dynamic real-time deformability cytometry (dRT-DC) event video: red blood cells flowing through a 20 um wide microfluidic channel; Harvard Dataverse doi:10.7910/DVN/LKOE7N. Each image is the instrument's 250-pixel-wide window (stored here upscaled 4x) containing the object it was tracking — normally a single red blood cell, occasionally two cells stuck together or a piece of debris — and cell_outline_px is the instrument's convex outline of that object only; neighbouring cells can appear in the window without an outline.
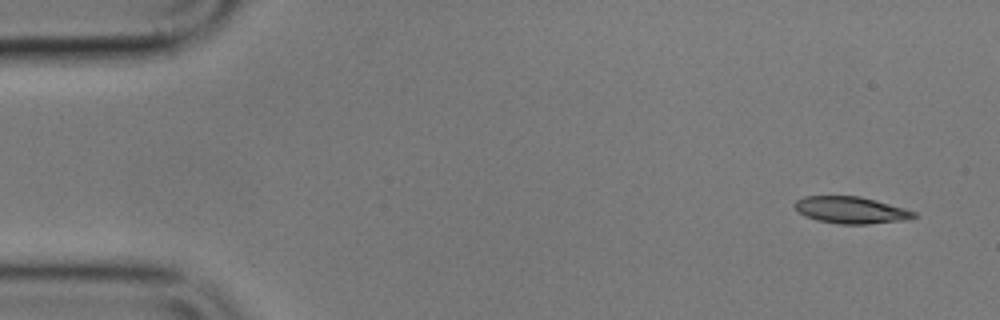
{"species": "common noctule bat (a hibernating species)", "species_latin": "Nyctalus noctula", "temperature_condition": "cold", "stored_images_in_passage": 6, "camera_frame_rate_fps": 3000, "um_per_image_px": 0.085, "animal": {"sex": "male", "body_mass_g": 17.9}, "frame": {"image": 1, "passage_image": 1, "time_ms": 0.0, "image_size_px": [1000, 320], "cell_outline_px": [[920, 216], [908, 220], [868, 224], [840, 224], [816, 220], [800, 212], [792, 204], [796, 200], [804, 196], [860, 196], [876, 200], [904, 208], [916, 212]], "centroid_in_image_um": [72.38, 17.86], "position_along_channel_um": 12.6, "area_um2": 18.73}}
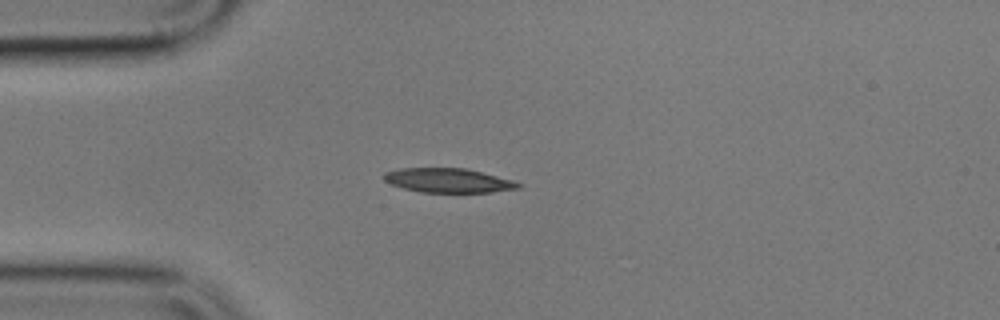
{"frame": {"image": 2, "passage_image": 4, "time_ms": 3.667, "image_size_px": [1000, 320], "cell_outline_px": [[524, 184], [520, 188], [492, 192], [420, 192], [404, 188], [392, 184], [384, 180], [384, 172], [400, 168], [464, 168], [512, 180]], "centroid_in_image_um": [38.11, 15.34], "position_along_channel_um": 46.9, "area_um2": 18.84}}
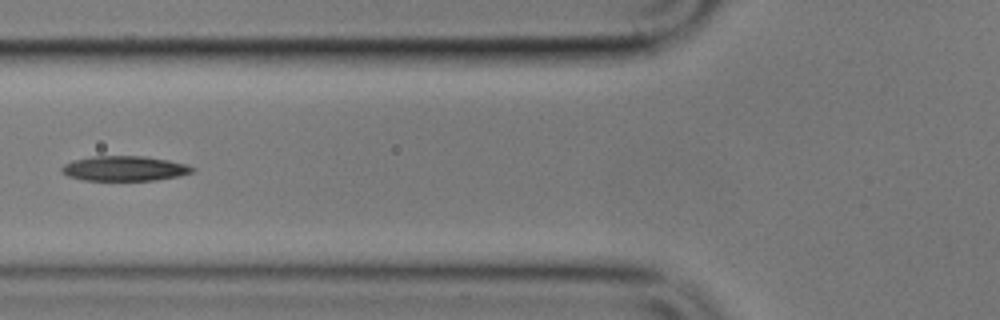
{"frame": {"image": 3, "passage_image": 6, "time_ms": 6.0, "image_size_px": [1000, 320], "cell_outline_px": [[196, 168], [192, 172], [180, 176], [156, 180], [84, 180], [68, 176], [60, 172], [60, 168], [64, 164], [72, 160], [92, 156], [144, 156], [168, 160], [188, 164]], "centroid_in_image_um": [10.58, 14.31], "position_along_channel_um": 115.2, "area_um2": 19.13}}